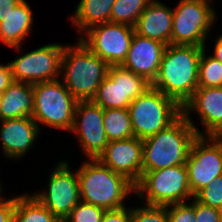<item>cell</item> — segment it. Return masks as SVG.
I'll return each instance as SVG.
<instances>
[{"mask_svg":"<svg viewBox=\"0 0 222 222\" xmlns=\"http://www.w3.org/2000/svg\"><path fill=\"white\" fill-rule=\"evenodd\" d=\"M173 7L171 45L208 46L218 12L212 0H179ZM207 42V43H206Z\"/></svg>","mask_w":222,"mask_h":222,"instance_id":"8992f818","label":"cell"},{"mask_svg":"<svg viewBox=\"0 0 222 222\" xmlns=\"http://www.w3.org/2000/svg\"><path fill=\"white\" fill-rule=\"evenodd\" d=\"M21 0H0V22H2V18H4L10 8H14Z\"/></svg>","mask_w":222,"mask_h":222,"instance_id":"d590c367","label":"cell"},{"mask_svg":"<svg viewBox=\"0 0 222 222\" xmlns=\"http://www.w3.org/2000/svg\"><path fill=\"white\" fill-rule=\"evenodd\" d=\"M12 82H14V80L10 63H0V92L3 93Z\"/></svg>","mask_w":222,"mask_h":222,"instance_id":"836d02e7","label":"cell"},{"mask_svg":"<svg viewBox=\"0 0 222 222\" xmlns=\"http://www.w3.org/2000/svg\"><path fill=\"white\" fill-rule=\"evenodd\" d=\"M12 222H61L29 192L16 195Z\"/></svg>","mask_w":222,"mask_h":222,"instance_id":"603a6c76","label":"cell"},{"mask_svg":"<svg viewBox=\"0 0 222 222\" xmlns=\"http://www.w3.org/2000/svg\"><path fill=\"white\" fill-rule=\"evenodd\" d=\"M2 92H0V104H1Z\"/></svg>","mask_w":222,"mask_h":222,"instance_id":"74e56055","label":"cell"},{"mask_svg":"<svg viewBox=\"0 0 222 222\" xmlns=\"http://www.w3.org/2000/svg\"><path fill=\"white\" fill-rule=\"evenodd\" d=\"M80 164L76 170L81 201L106 211L128 206L129 197L135 196V185L131 181L97 159L82 160Z\"/></svg>","mask_w":222,"mask_h":222,"instance_id":"7a4b0ae2","label":"cell"},{"mask_svg":"<svg viewBox=\"0 0 222 222\" xmlns=\"http://www.w3.org/2000/svg\"><path fill=\"white\" fill-rule=\"evenodd\" d=\"M139 203L153 206H168L188 202L193 198L187 168L177 165L150 172H142L135 185V196Z\"/></svg>","mask_w":222,"mask_h":222,"instance_id":"52a82bcc","label":"cell"},{"mask_svg":"<svg viewBox=\"0 0 222 222\" xmlns=\"http://www.w3.org/2000/svg\"><path fill=\"white\" fill-rule=\"evenodd\" d=\"M34 12L28 1L21 0L0 22V43L16 52H23V43L34 27Z\"/></svg>","mask_w":222,"mask_h":222,"instance_id":"ffe728a7","label":"cell"},{"mask_svg":"<svg viewBox=\"0 0 222 222\" xmlns=\"http://www.w3.org/2000/svg\"><path fill=\"white\" fill-rule=\"evenodd\" d=\"M128 111L134 136L141 140L167 128L182 114L172 98L153 87L134 99Z\"/></svg>","mask_w":222,"mask_h":222,"instance_id":"ba28073f","label":"cell"},{"mask_svg":"<svg viewBox=\"0 0 222 222\" xmlns=\"http://www.w3.org/2000/svg\"><path fill=\"white\" fill-rule=\"evenodd\" d=\"M204 48L167 45L151 87L172 98L182 108L198 88L199 61Z\"/></svg>","mask_w":222,"mask_h":222,"instance_id":"6da1fadb","label":"cell"},{"mask_svg":"<svg viewBox=\"0 0 222 222\" xmlns=\"http://www.w3.org/2000/svg\"><path fill=\"white\" fill-rule=\"evenodd\" d=\"M33 87L32 118L40 130L46 126L53 130L70 132L74 122L77 100L66 89L61 79L37 82Z\"/></svg>","mask_w":222,"mask_h":222,"instance_id":"5b68a950","label":"cell"},{"mask_svg":"<svg viewBox=\"0 0 222 222\" xmlns=\"http://www.w3.org/2000/svg\"><path fill=\"white\" fill-rule=\"evenodd\" d=\"M215 38H214V41L212 43L213 47L210 44L211 48H213V49H211L213 51H211L212 53L210 55L213 56L214 58H216L217 60H219L222 63V33L219 32L217 34V37H215Z\"/></svg>","mask_w":222,"mask_h":222,"instance_id":"e575fe53","label":"cell"},{"mask_svg":"<svg viewBox=\"0 0 222 222\" xmlns=\"http://www.w3.org/2000/svg\"><path fill=\"white\" fill-rule=\"evenodd\" d=\"M63 43H47L9 61L13 80L34 84L56 80L61 75Z\"/></svg>","mask_w":222,"mask_h":222,"instance_id":"8fae6325","label":"cell"},{"mask_svg":"<svg viewBox=\"0 0 222 222\" xmlns=\"http://www.w3.org/2000/svg\"><path fill=\"white\" fill-rule=\"evenodd\" d=\"M194 198L204 205L222 210V175L202 188Z\"/></svg>","mask_w":222,"mask_h":222,"instance_id":"f1b7e54d","label":"cell"},{"mask_svg":"<svg viewBox=\"0 0 222 222\" xmlns=\"http://www.w3.org/2000/svg\"><path fill=\"white\" fill-rule=\"evenodd\" d=\"M194 113L200 123L194 122L191 117ZM182 115L198 135L222 136V87L197 88L192 97L183 105ZM196 124H200L201 128Z\"/></svg>","mask_w":222,"mask_h":222,"instance_id":"9a60e30c","label":"cell"},{"mask_svg":"<svg viewBox=\"0 0 222 222\" xmlns=\"http://www.w3.org/2000/svg\"><path fill=\"white\" fill-rule=\"evenodd\" d=\"M116 0H79L74 14H69L77 36L93 25L110 22L112 6Z\"/></svg>","mask_w":222,"mask_h":222,"instance_id":"7402d4cb","label":"cell"},{"mask_svg":"<svg viewBox=\"0 0 222 222\" xmlns=\"http://www.w3.org/2000/svg\"><path fill=\"white\" fill-rule=\"evenodd\" d=\"M105 209L80 201L63 222H101Z\"/></svg>","mask_w":222,"mask_h":222,"instance_id":"83f0119b","label":"cell"},{"mask_svg":"<svg viewBox=\"0 0 222 222\" xmlns=\"http://www.w3.org/2000/svg\"><path fill=\"white\" fill-rule=\"evenodd\" d=\"M150 87L151 83L143 76L137 75L121 65L109 66L106 77L97 88L91 101L102 109L128 108L134 99Z\"/></svg>","mask_w":222,"mask_h":222,"instance_id":"4fadbf2b","label":"cell"},{"mask_svg":"<svg viewBox=\"0 0 222 222\" xmlns=\"http://www.w3.org/2000/svg\"><path fill=\"white\" fill-rule=\"evenodd\" d=\"M97 160L136 185L142 175V140L134 136L129 139L109 141Z\"/></svg>","mask_w":222,"mask_h":222,"instance_id":"2e32d148","label":"cell"},{"mask_svg":"<svg viewBox=\"0 0 222 222\" xmlns=\"http://www.w3.org/2000/svg\"><path fill=\"white\" fill-rule=\"evenodd\" d=\"M185 166L194 197L222 175V136L198 135L192 142Z\"/></svg>","mask_w":222,"mask_h":222,"instance_id":"30bf717a","label":"cell"},{"mask_svg":"<svg viewBox=\"0 0 222 222\" xmlns=\"http://www.w3.org/2000/svg\"><path fill=\"white\" fill-rule=\"evenodd\" d=\"M33 87L26 82H12L2 93L0 104V121L32 117Z\"/></svg>","mask_w":222,"mask_h":222,"instance_id":"44dd1931","label":"cell"},{"mask_svg":"<svg viewBox=\"0 0 222 222\" xmlns=\"http://www.w3.org/2000/svg\"><path fill=\"white\" fill-rule=\"evenodd\" d=\"M197 136L196 130L181 114L167 128L142 140V172L185 165Z\"/></svg>","mask_w":222,"mask_h":222,"instance_id":"277c9868","label":"cell"},{"mask_svg":"<svg viewBox=\"0 0 222 222\" xmlns=\"http://www.w3.org/2000/svg\"><path fill=\"white\" fill-rule=\"evenodd\" d=\"M134 33L132 26L108 22L91 26L78 38L109 66H119L126 59Z\"/></svg>","mask_w":222,"mask_h":222,"instance_id":"7c38bea8","label":"cell"},{"mask_svg":"<svg viewBox=\"0 0 222 222\" xmlns=\"http://www.w3.org/2000/svg\"><path fill=\"white\" fill-rule=\"evenodd\" d=\"M104 129L109 141L134 137L128 108L103 109Z\"/></svg>","mask_w":222,"mask_h":222,"instance_id":"cb8c5ba5","label":"cell"},{"mask_svg":"<svg viewBox=\"0 0 222 222\" xmlns=\"http://www.w3.org/2000/svg\"><path fill=\"white\" fill-rule=\"evenodd\" d=\"M65 43L60 79L77 101H91L107 75L109 65L93 54L77 37Z\"/></svg>","mask_w":222,"mask_h":222,"instance_id":"3957f363","label":"cell"},{"mask_svg":"<svg viewBox=\"0 0 222 222\" xmlns=\"http://www.w3.org/2000/svg\"><path fill=\"white\" fill-rule=\"evenodd\" d=\"M40 133L43 134L32 117L0 121V150L4 159L20 161L25 158L34 150Z\"/></svg>","mask_w":222,"mask_h":222,"instance_id":"e0dca14e","label":"cell"},{"mask_svg":"<svg viewBox=\"0 0 222 222\" xmlns=\"http://www.w3.org/2000/svg\"><path fill=\"white\" fill-rule=\"evenodd\" d=\"M131 207L130 222H169L166 206H153L141 203Z\"/></svg>","mask_w":222,"mask_h":222,"instance_id":"4316f807","label":"cell"},{"mask_svg":"<svg viewBox=\"0 0 222 222\" xmlns=\"http://www.w3.org/2000/svg\"><path fill=\"white\" fill-rule=\"evenodd\" d=\"M169 222H196L195 198L188 202L166 206Z\"/></svg>","mask_w":222,"mask_h":222,"instance_id":"f546056e","label":"cell"},{"mask_svg":"<svg viewBox=\"0 0 222 222\" xmlns=\"http://www.w3.org/2000/svg\"><path fill=\"white\" fill-rule=\"evenodd\" d=\"M196 222H222V211L198 202L195 199Z\"/></svg>","mask_w":222,"mask_h":222,"instance_id":"4dcf8cb0","label":"cell"},{"mask_svg":"<svg viewBox=\"0 0 222 222\" xmlns=\"http://www.w3.org/2000/svg\"><path fill=\"white\" fill-rule=\"evenodd\" d=\"M131 218V206L123 207L116 210L105 211L101 222H130Z\"/></svg>","mask_w":222,"mask_h":222,"instance_id":"1f68e13d","label":"cell"},{"mask_svg":"<svg viewBox=\"0 0 222 222\" xmlns=\"http://www.w3.org/2000/svg\"><path fill=\"white\" fill-rule=\"evenodd\" d=\"M103 109L92 101H78L74 112L73 127L69 133L76 136L81 155L97 159L109 143L103 120Z\"/></svg>","mask_w":222,"mask_h":222,"instance_id":"5bb4252c","label":"cell"},{"mask_svg":"<svg viewBox=\"0 0 222 222\" xmlns=\"http://www.w3.org/2000/svg\"><path fill=\"white\" fill-rule=\"evenodd\" d=\"M68 160L60 159L54 163L46 185V189L31 195L51 211L61 222L71 210L81 201L77 170H71Z\"/></svg>","mask_w":222,"mask_h":222,"instance_id":"9c48e42d","label":"cell"},{"mask_svg":"<svg viewBox=\"0 0 222 222\" xmlns=\"http://www.w3.org/2000/svg\"><path fill=\"white\" fill-rule=\"evenodd\" d=\"M203 49L199 61L198 88L222 87V63ZM209 53V54H208Z\"/></svg>","mask_w":222,"mask_h":222,"instance_id":"484cf974","label":"cell"},{"mask_svg":"<svg viewBox=\"0 0 222 222\" xmlns=\"http://www.w3.org/2000/svg\"><path fill=\"white\" fill-rule=\"evenodd\" d=\"M1 175V174H0ZM1 178V177H0ZM5 185H3V182L1 181V179H0V199H3V198H5V194H4V192L3 191H5L3 188H5L4 187ZM3 192V193H2Z\"/></svg>","mask_w":222,"mask_h":222,"instance_id":"8d00e7d4","label":"cell"},{"mask_svg":"<svg viewBox=\"0 0 222 222\" xmlns=\"http://www.w3.org/2000/svg\"><path fill=\"white\" fill-rule=\"evenodd\" d=\"M16 206V195L0 199V222H12Z\"/></svg>","mask_w":222,"mask_h":222,"instance_id":"d6a6232c","label":"cell"},{"mask_svg":"<svg viewBox=\"0 0 222 222\" xmlns=\"http://www.w3.org/2000/svg\"><path fill=\"white\" fill-rule=\"evenodd\" d=\"M152 0H116L110 15L111 23L134 27L141 13Z\"/></svg>","mask_w":222,"mask_h":222,"instance_id":"d4e9b609","label":"cell"},{"mask_svg":"<svg viewBox=\"0 0 222 222\" xmlns=\"http://www.w3.org/2000/svg\"><path fill=\"white\" fill-rule=\"evenodd\" d=\"M173 7L160 0H152L134 26L137 35L171 44Z\"/></svg>","mask_w":222,"mask_h":222,"instance_id":"d6986e66","label":"cell"},{"mask_svg":"<svg viewBox=\"0 0 222 222\" xmlns=\"http://www.w3.org/2000/svg\"><path fill=\"white\" fill-rule=\"evenodd\" d=\"M166 46L158 40L134 33L126 59L121 66L152 83L158 74Z\"/></svg>","mask_w":222,"mask_h":222,"instance_id":"ac0fdd59","label":"cell"}]
</instances>
